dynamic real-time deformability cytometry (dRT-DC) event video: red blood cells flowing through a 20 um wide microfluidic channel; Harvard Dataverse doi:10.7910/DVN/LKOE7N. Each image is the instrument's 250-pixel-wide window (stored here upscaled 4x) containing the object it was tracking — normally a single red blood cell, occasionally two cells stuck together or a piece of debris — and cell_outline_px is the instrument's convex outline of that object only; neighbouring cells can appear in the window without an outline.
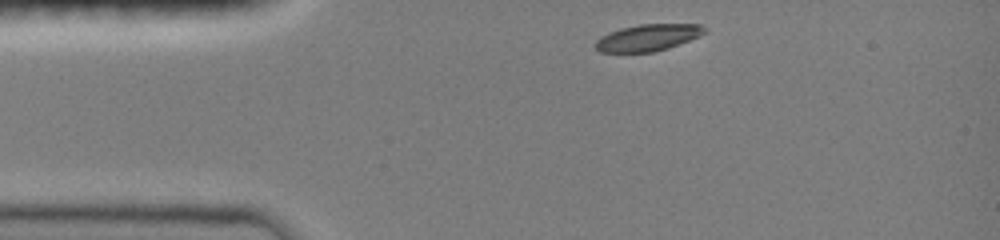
{"species": "common noctule bat (a hibernating species)", "species_latin": "Nyctalus noctula", "temperature_condition": "room temperature", "stored_images_in_passage": 13, "camera_frame_rate_fps": 3000, "um_per_image_px": 0.085, "animal": {"sex": "female", "body_mass_g": 19.0, "forearm_length_mm": 51.5}, "frame": {"image": 1, "passage_image": 1, "time_ms": 0.0, "image_size_px": [1000, 240], "cell_outline_px": [[708, 32], [700, 36], [668, 48], [652, 52], [600, 52], [596, 48], [596, 40], [600, 36], [608, 32], [620, 28], [640, 24], [700, 24], [708, 28]], "centroid_in_image_um": [55.1, 3.18], "position_along_channel_um": 29.9, "area_um2": 17.11}}
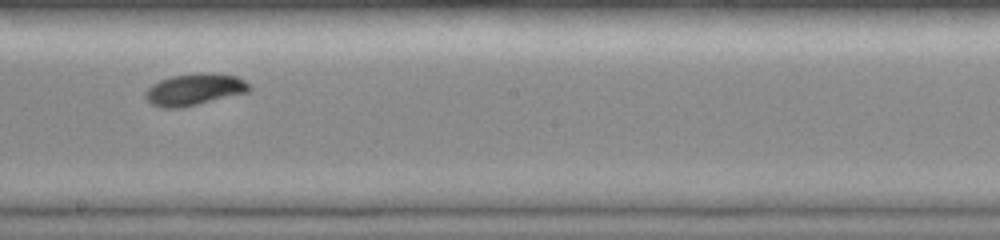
{"frame": {"image": 2, "passage_image": 8, "time_ms": 6.0, "image_size_px": [1000, 240], "cell_outline_px": [[252, 88], [248, 92], [180, 108], [164, 108], [152, 104], [144, 96], [144, 92], [152, 84], [160, 80], [172, 76], [200, 72], [216, 72], [236, 76], [244, 80]], "centroid_in_image_um": [16.53, 7.59], "position_along_channel_um": 231.7, "area_um2": 19.25}}
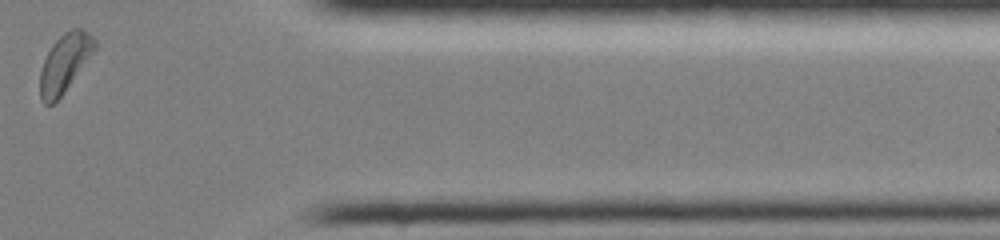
{"frame": {"image": 3, "passage_image": 13, "time_ms": 10.667, "image_size_px": [1000, 240], "cell_outline_px": [[96, 48], [60, 96], [52, 104], [44, 104], [40, 100], [40, 72], [44, 60], [52, 44], [64, 32], [72, 28], [80, 28], [88, 32], [96, 40]], "centroid_in_image_um": [5.48, 5.33], "position_along_channel_um": 405.9, "area_um2": 18.09}, "authors_computed_cell_mechanics": {"area_um2": 18.5538, "velocity_mm_per_s": 4.0369, "shape_relaxation_time_tau1_ms": 1.9159, "shape_relaxation_time_tau2_ms": null, "deformation_change_tau1": 0.1245, "deformation_change_tau2": null}}